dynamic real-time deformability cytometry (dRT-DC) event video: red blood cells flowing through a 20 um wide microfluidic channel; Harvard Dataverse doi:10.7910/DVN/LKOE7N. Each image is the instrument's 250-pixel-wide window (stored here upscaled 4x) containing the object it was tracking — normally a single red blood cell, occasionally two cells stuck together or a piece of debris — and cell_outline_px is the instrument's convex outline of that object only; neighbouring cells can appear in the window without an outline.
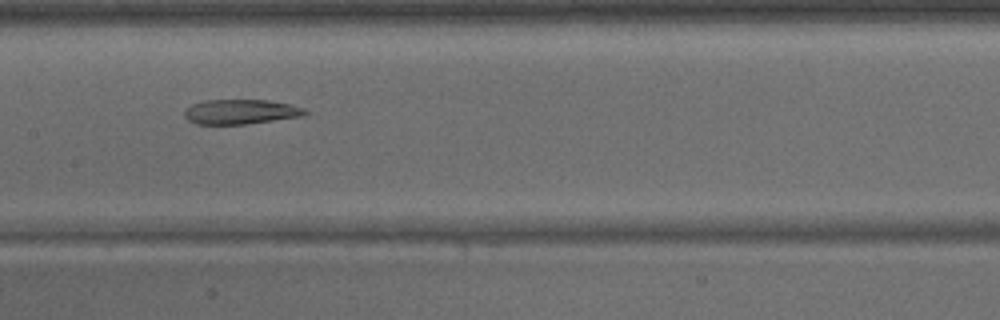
{"species": "common noctule bat (a hibernating species)", "species_latin": "Nyctalus noctula", "temperature_condition": "warm", "stored_images_in_passage": 12, "camera_frame_rate_fps": 3000, "um_per_image_px": 0.085, "animal": {"sex": "male", "body_mass_g": 15.6}, "frame": {"image": 1, "passage_image": 10, "time_ms": 3.0, "image_size_px": [1000, 320], "cell_outline_px": [[308, 112], [304, 116], [244, 124], [196, 124], [188, 120], [184, 116], [184, 112], [192, 104], [204, 100], [268, 100], [288, 104], [304, 108]], "centroid_in_image_um": [20.45, 9.5], "position_along_channel_um": 186.9, "area_um2": 17.28}}